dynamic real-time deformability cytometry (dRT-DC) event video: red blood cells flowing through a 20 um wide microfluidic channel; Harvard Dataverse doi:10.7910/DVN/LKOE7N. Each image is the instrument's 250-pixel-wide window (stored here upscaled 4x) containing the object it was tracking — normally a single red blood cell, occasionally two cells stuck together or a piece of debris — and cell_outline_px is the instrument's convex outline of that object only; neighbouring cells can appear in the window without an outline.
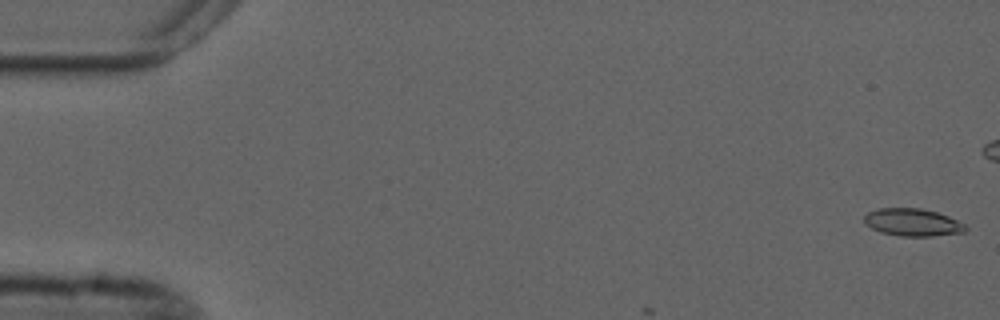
{"species": "common noctule bat (a hibernating species)", "species_latin": "Nyctalus noctula", "temperature_condition": "cold", "stored_images_in_passage": 5, "camera_frame_rate_fps": 3000, "um_per_image_px": 0.085, "animal": {"sex": "male", "forearm_length_mm": 52.5}, "frame": {"image": 1, "passage_image": 1, "time_ms": 0.0, "image_size_px": [1000, 320], "cell_outline_px": [[968, 228], [964, 232], [932, 236], [900, 236], [880, 232], [864, 224], [864, 216], [868, 212], [880, 208], [920, 208], [936, 212], [948, 216], [964, 224]], "centroid_in_image_um": [77.55, 18.9], "position_along_channel_um": 7.5, "area_um2": 16.18}}